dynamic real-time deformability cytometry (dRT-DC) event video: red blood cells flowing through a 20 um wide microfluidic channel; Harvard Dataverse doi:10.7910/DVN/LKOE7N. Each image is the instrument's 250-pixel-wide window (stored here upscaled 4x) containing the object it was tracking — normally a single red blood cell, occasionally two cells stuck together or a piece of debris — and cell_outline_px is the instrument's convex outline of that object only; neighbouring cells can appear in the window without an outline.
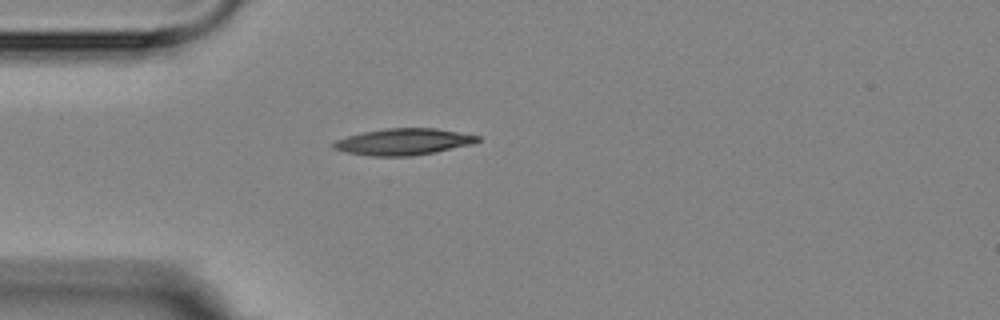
{"species": "Egyptian fruit bat (a non-hibernating species)", "species_latin": "Rousettus aegyptiacus", "temperature_condition": "room temperature", "stored_images_in_passage": 2, "camera_frame_rate_fps": 3000, "um_per_image_px": 0.085, "animal": {"sex": "female"}, "frame": {"image": 1, "passage_image": 1, "time_ms": 0.0, "image_size_px": [1000, 320], "cell_outline_px": [[480, 140], [472, 144], [436, 152], [412, 156], [372, 156], [348, 152], [332, 148], [332, 144], [336, 140], [348, 136], [364, 132], [384, 128], [436, 128], [480, 136]], "centroid_in_image_um": [34.31, 12.05], "position_along_channel_um": 50.7, "area_um2": 22.14}}